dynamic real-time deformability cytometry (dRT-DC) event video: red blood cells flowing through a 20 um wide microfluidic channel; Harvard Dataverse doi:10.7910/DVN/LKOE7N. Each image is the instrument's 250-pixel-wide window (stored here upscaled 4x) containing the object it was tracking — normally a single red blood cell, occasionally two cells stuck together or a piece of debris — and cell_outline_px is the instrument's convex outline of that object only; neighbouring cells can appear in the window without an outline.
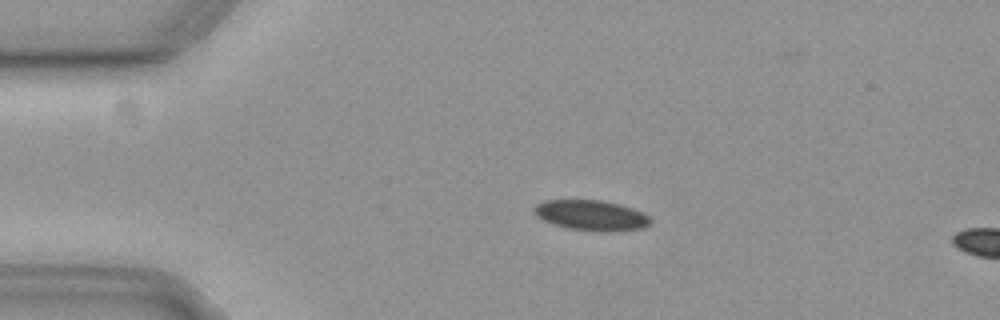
{"species": "common noctule bat (a hibernating species)", "species_latin": "Nyctalus noctula", "temperature_condition": "cold", "stored_images_in_passage": 5, "camera_frame_rate_fps": 3000, "um_per_image_px": 0.085, "animal": {"sex": "female", "body_mass_g": 19.3, "forearm_length_mm": 54.1}, "frame": {"image": 1, "passage_image": 1, "time_ms": 0.0, "image_size_px": [1000, 320], "cell_outline_px": [[652, 220], [648, 224], [640, 228], [568, 228], [544, 220], [536, 216], [532, 208], [536, 204], [544, 200], [600, 200], [620, 204], [644, 212]], "centroid_in_image_um": [50.18, 18.22], "position_along_channel_um": 34.8, "area_um2": 19.36}}